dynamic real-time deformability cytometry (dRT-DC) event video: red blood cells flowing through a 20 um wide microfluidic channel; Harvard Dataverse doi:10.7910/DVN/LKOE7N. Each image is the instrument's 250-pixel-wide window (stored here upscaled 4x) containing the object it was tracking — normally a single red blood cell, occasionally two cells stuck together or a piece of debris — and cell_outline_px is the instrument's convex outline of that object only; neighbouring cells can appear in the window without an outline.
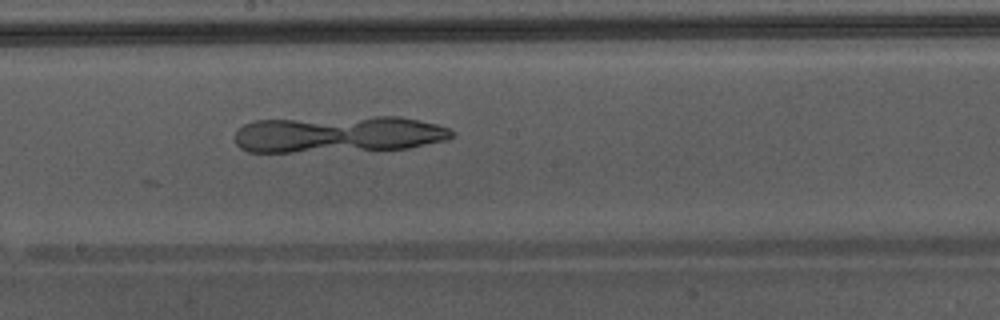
{"species": "Egyptian fruit bat (a non-hibernating species)", "species_latin": "Rousettus aegyptiacus", "temperature_condition": "warm", "stored_images_in_passage": 29, "camera_frame_rate_fps": 3000, "um_per_image_px": 0.085, "animal": {"sex": "male"}, "frame": {"image": 1, "passage_image": 29, "time_ms": 9.333, "image_size_px": [1000, 320], "cell_outline_px": [[452, 136], [444, 140], [408, 148], [292, 152], [248, 152], [240, 148], [236, 144], [236, 132], [244, 124], [256, 120], [372, 116], [400, 116], [420, 120], [436, 124], [448, 128], [452, 132]], "centroid_in_image_um": [28.73, 11.4], "position_along_channel_um": 219.5, "area_um2": 46.18}}